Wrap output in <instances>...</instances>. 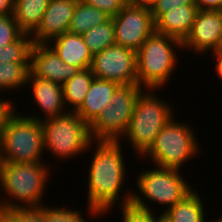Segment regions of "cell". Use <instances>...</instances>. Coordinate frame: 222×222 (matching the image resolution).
I'll list each match as a JSON object with an SVG mask.
<instances>
[{
  "instance_id": "cell-1",
  "label": "cell",
  "mask_w": 222,
  "mask_h": 222,
  "mask_svg": "<svg viewBox=\"0 0 222 222\" xmlns=\"http://www.w3.org/2000/svg\"><path fill=\"white\" fill-rule=\"evenodd\" d=\"M88 171V211L101 217L120 201L126 175L120 142L95 141Z\"/></svg>"
},
{
  "instance_id": "cell-2",
  "label": "cell",
  "mask_w": 222,
  "mask_h": 222,
  "mask_svg": "<svg viewBox=\"0 0 222 222\" xmlns=\"http://www.w3.org/2000/svg\"><path fill=\"white\" fill-rule=\"evenodd\" d=\"M42 161L13 163L4 162L0 190L8 199H0V209L42 206L43 194L51 171ZM1 192V191H0ZM1 195V193H0ZM13 200V201H12ZM14 201H18L15 203ZM42 202V203H41Z\"/></svg>"
},
{
  "instance_id": "cell-3",
  "label": "cell",
  "mask_w": 222,
  "mask_h": 222,
  "mask_svg": "<svg viewBox=\"0 0 222 222\" xmlns=\"http://www.w3.org/2000/svg\"><path fill=\"white\" fill-rule=\"evenodd\" d=\"M176 47L183 49L182 42L157 32L150 35L136 51L137 84L154 93L165 87L178 62Z\"/></svg>"
},
{
  "instance_id": "cell-4",
  "label": "cell",
  "mask_w": 222,
  "mask_h": 222,
  "mask_svg": "<svg viewBox=\"0 0 222 222\" xmlns=\"http://www.w3.org/2000/svg\"><path fill=\"white\" fill-rule=\"evenodd\" d=\"M13 111L0 131V147L4 162L42 161L44 138L41 121Z\"/></svg>"
},
{
  "instance_id": "cell-5",
  "label": "cell",
  "mask_w": 222,
  "mask_h": 222,
  "mask_svg": "<svg viewBox=\"0 0 222 222\" xmlns=\"http://www.w3.org/2000/svg\"><path fill=\"white\" fill-rule=\"evenodd\" d=\"M150 90L138 97L129 126L122 137L128 139L139 157L150 149L161 129L175 117L168 101L166 103Z\"/></svg>"
},
{
  "instance_id": "cell-6",
  "label": "cell",
  "mask_w": 222,
  "mask_h": 222,
  "mask_svg": "<svg viewBox=\"0 0 222 222\" xmlns=\"http://www.w3.org/2000/svg\"><path fill=\"white\" fill-rule=\"evenodd\" d=\"M41 124L44 150H49L57 159L74 158L93 146L90 126L76 112L67 111L41 120Z\"/></svg>"
},
{
  "instance_id": "cell-7",
  "label": "cell",
  "mask_w": 222,
  "mask_h": 222,
  "mask_svg": "<svg viewBox=\"0 0 222 222\" xmlns=\"http://www.w3.org/2000/svg\"><path fill=\"white\" fill-rule=\"evenodd\" d=\"M193 131L189 124L171 118L150 149L140 158L146 159L147 156L153 166L180 170L185 162L199 155L200 148Z\"/></svg>"
},
{
  "instance_id": "cell-8",
  "label": "cell",
  "mask_w": 222,
  "mask_h": 222,
  "mask_svg": "<svg viewBox=\"0 0 222 222\" xmlns=\"http://www.w3.org/2000/svg\"><path fill=\"white\" fill-rule=\"evenodd\" d=\"M145 88L138 84L119 85L109 105L104 107L90 125L93 141L121 142L129 126L138 97Z\"/></svg>"
},
{
  "instance_id": "cell-9",
  "label": "cell",
  "mask_w": 222,
  "mask_h": 222,
  "mask_svg": "<svg viewBox=\"0 0 222 222\" xmlns=\"http://www.w3.org/2000/svg\"><path fill=\"white\" fill-rule=\"evenodd\" d=\"M181 176L180 170L158 166L152 170L141 171L135 182L139 192L133 193L132 200L138 205L152 209L147 205L146 200H149L154 204L167 206L166 210H168L194 190Z\"/></svg>"
},
{
  "instance_id": "cell-10",
  "label": "cell",
  "mask_w": 222,
  "mask_h": 222,
  "mask_svg": "<svg viewBox=\"0 0 222 222\" xmlns=\"http://www.w3.org/2000/svg\"><path fill=\"white\" fill-rule=\"evenodd\" d=\"M91 71L95 78L119 85L137 84L136 51L112 45L93 55Z\"/></svg>"
},
{
  "instance_id": "cell-11",
  "label": "cell",
  "mask_w": 222,
  "mask_h": 222,
  "mask_svg": "<svg viewBox=\"0 0 222 222\" xmlns=\"http://www.w3.org/2000/svg\"><path fill=\"white\" fill-rule=\"evenodd\" d=\"M115 27L116 45L137 51L147 38L155 32V21L151 10L137 4L124 5L112 17Z\"/></svg>"
},
{
  "instance_id": "cell-12",
  "label": "cell",
  "mask_w": 222,
  "mask_h": 222,
  "mask_svg": "<svg viewBox=\"0 0 222 222\" xmlns=\"http://www.w3.org/2000/svg\"><path fill=\"white\" fill-rule=\"evenodd\" d=\"M222 38V12L220 10H199L192 29L182 43L183 49L195 53L215 52ZM185 48V49H184Z\"/></svg>"
},
{
  "instance_id": "cell-13",
  "label": "cell",
  "mask_w": 222,
  "mask_h": 222,
  "mask_svg": "<svg viewBox=\"0 0 222 222\" xmlns=\"http://www.w3.org/2000/svg\"><path fill=\"white\" fill-rule=\"evenodd\" d=\"M79 0H50L39 27L31 34L33 44H48L68 32Z\"/></svg>"
},
{
  "instance_id": "cell-14",
  "label": "cell",
  "mask_w": 222,
  "mask_h": 222,
  "mask_svg": "<svg viewBox=\"0 0 222 222\" xmlns=\"http://www.w3.org/2000/svg\"><path fill=\"white\" fill-rule=\"evenodd\" d=\"M78 71L79 68L63 62L49 44H33L30 72L35 77L63 85Z\"/></svg>"
},
{
  "instance_id": "cell-15",
  "label": "cell",
  "mask_w": 222,
  "mask_h": 222,
  "mask_svg": "<svg viewBox=\"0 0 222 222\" xmlns=\"http://www.w3.org/2000/svg\"><path fill=\"white\" fill-rule=\"evenodd\" d=\"M33 93V103L40 107L45 114V117L39 118L36 114L34 116L27 115L30 118L41 121L47 118L62 115L69 110L65 108L63 87L61 84L50 80L37 78L31 72L28 75L27 86L30 85ZM35 101V102H34ZM66 110V111H65Z\"/></svg>"
},
{
  "instance_id": "cell-16",
  "label": "cell",
  "mask_w": 222,
  "mask_h": 222,
  "mask_svg": "<svg viewBox=\"0 0 222 222\" xmlns=\"http://www.w3.org/2000/svg\"><path fill=\"white\" fill-rule=\"evenodd\" d=\"M198 11L196 4L182 5L163 13L155 21V32L184 42Z\"/></svg>"
},
{
  "instance_id": "cell-17",
  "label": "cell",
  "mask_w": 222,
  "mask_h": 222,
  "mask_svg": "<svg viewBox=\"0 0 222 222\" xmlns=\"http://www.w3.org/2000/svg\"><path fill=\"white\" fill-rule=\"evenodd\" d=\"M48 44L66 64L73 65L80 70L91 67L93 55L82 35L65 32Z\"/></svg>"
},
{
  "instance_id": "cell-18",
  "label": "cell",
  "mask_w": 222,
  "mask_h": 222,
  "mask_svg": "<svg viewBox=\"0 0 222 222\" xmlns=\"http://www.w3.org/2000/svg\"><path fill=\"white\" fill-rule=\"evenodd\" d=\"M118 86L119 84L114 81L94 78L84 102L76 113L90 126L102 109L109 105L110 98Z\"/></svg>"
},
{
  "instance_id": "cell-19",
  "label": "cell",
  "mask_w": 222,
  "mask_h": 222,
  "mask_svg": "<svg viewBox=\"0 0 222 222\" xmlns=\"http://www.w3.org/2000/svg\"><path fill=\"white\" fill-rule=\"evenodd\" d=\"M202 200L193 190L182 201L162 212L165 222H205L206 213Z\"/></svg>"
},
{
  "instance_id": "cell-20",
  "label": "cell",
  "mask_w": 222,
  "mask_h": 222,
  "mask_svg": "<svg viewBox=\"0 0 222 222\" xmlns=\"http://www.w3.org/2000/svg\"><path fill=\"white\" fill-rule=\"evenodd\" d=\"M50 0H15L14 19L23 33L32 34L41 22Z\"/></svg>"
},
{
  "instance_id": "cell-21",
  "label": "cell",
  "mask_w": 222,
  "mask_h": 222,
  "mask_svg": "<svg viewBox=\"0 0 222 222\" xmlns=\"http://www.w3.org/2000/svg\"><path fill=\"white\" fill-rule=\"evenodd\" d=\"M94 78L91 68H87L78 71L62 85L65 107H71L69 111L76 112L81 107Z\"/></svg>"
},
{
  "instance_id": "cell-22",
  "label": "cell",
  "mask_w": 222,
  "mask_h": 222,
  "mask_svg": "<svg viewBox=\"0 0 222 222\" xmlns=\"http://www.w3.org/2000/svg\"><path fill=\"white\" fill-rule=\"evenodd\" d=\"M110 18L102 10L89 6L79 0L75 7L68 32L82 35L91 28L105 23Z\"/></svg>"
},
{
  "instance_id": "cell-23",
  "label": "cell",
  "mask_w": 222,
  "mask_h": 222,
  "mask_svg": "<svg viewBox=\"0 0 222 222\" xmlns=\"http://www.w3.org/2000/svg\"><path fill=\"white\" fill-rule=\"evenodd\" d=\"M82 37L92 55L103 51L107 47L115 45V27L113 19L110 18L105 23L91 28L83 33Z\"/></svg>"
},
{
  "instance_id": "cell-24",
  "label": "cell",
  "mask_w": 222,
  "mask_h": 222,
  "mask_svg": "<svg viewBox=\"0 0 222 222\" xmlns=\"http://www.w3.org/2000/svg\"><path fill=\"white\" fill-rule=\"evenodd\" d=\"M30 63H0V92L27 85Z\"/></svg>"
},
{
  "instance_id": "cell-25",
  "label": "cell",
  "mask_w": 222,
  "mask_h": 222,
  "mask_svg": "<svg viewBox=\"0 0 222 222\" xmlns=\"http://www.w3.org/2000/svg\"><path fill=\"white\" fill-rule=\"evenodd\" d=\"M125 195L118 205L122 210L123 222H165L163 213L159 214L160 216H155L148 207L136 204L132 200V191Z\"/></svg>"
},
{
  "instance_id": "cell-26",
  "label": "cell",
  "mask_w": 222,
  "mask_h": 222,
  "mask_svg": "<svg viewBox=\"0 0 222 222\" xmlns=\"http://www.w3.org/2000/svg\"><path fill=\"white\" fill-rule=\"evenodd\" d=\"M32 47V37L23 33L16 41L0 48V63H30Z\"/></svg>"
},
{
  "instance_id": "cell-27",
  "label": "cell",
  "mask_w": 222,
  "mask_h": 222,
  "mask_svg": "<svg viewBox=\"0 0 222 222\" xmlns=\"http://www.w3.org/2000/svg\"><path fill=\"white\" fill-rule=\"evenodd\" d=\"M77 209L45 207L44 219L45 222H87Z\"/></svg>"
},
{
  "instance_id": "cell-28",
  "label": "cell",
  "mask_w": 222,
  "mask_h": 222,
  "mask_svg": "<svg viewBox=\"0 0 222 222\" xmlns=\"http://www.w3.org/2000/svg\"><path fill=\"white\" fill-rule=\"evenodd\" d=\"M22 34L13 15L0 16V48L16 41Z\"/></svg>"
},
{
  "instance_id": "cell-29",
  "label": "cell",
  "mask_w": 222,
  "mask_h": 222,
  "mask_svg": "<svg viewBox=\"0 0 222 222\" xmlns=\"http://www.w3.org/2000/svg\"><path fill=\"white\" fill-rule=\"evenodd\" d=\"M21 222H45L44 206L18 207L11 210Z\"/></svg>"
},
{
  "instance_id": "cell-30",
  "label": "cell",
  "mask_w": 222,
  "mask_h": 222,
  "mask_svg": "<svg viewBox=\"0 0 222 222\" xmlns=\"http://www.w3.org/2000/svg\"><path fill=\"white\" fill-rule=\"evenodd\" d=\"M81 2L98 8L111 18L116 16L123 8L124 4L120 0H80Z\"/></svg>"
},
{
  "instance_id": "cell-31",
  "label": "cell",
  "mask_w": 222,
  "mask_h": 222,
  "mask_svg": "<svg viewBox=\"0 0 222 222\" xmlns=\"http://www.w3.org/2000/svg\"><path fill=\"white\" fill-rule=\"evenodd\" d=\"M195 4V0H160L151 10L154 21L163 13L182 5Z\"/></svg>"
},
{
  "instance_id": "cell-32",
  "label": "cell",
  "mask_w": 222,
  "mask_h": 222,
  "mask_svg": "<svg viewBox=\"0 0 222 222\" xmlns=\"http://www.w3.org/2000/svg\"><path fill=\"white\" fill-rule=\"evenodd\" d=\"M13 104V101L3 100L0 97V131L2 126L5 124L6 119L16 109Z\"/></svg>"
},
{
  "instance_id": "cell-33",
  "label": "cell",
  "mask_w": 222,
  "mask_h": 222,
  "mask_svg": "<svg viewBox=\"0 0 222 222\" xmlns=\"http://www.w3.org/2000/svg\"><path fill=\"white\" fill-rule=\"evenodd\" d=\"M195 4L199 10H220L222 0H195Z\"/></svg>"
},
{
  "instance_id": "cell-34",
  "label": "cell",
  "mask_w": 222,
  "mask_h": 222,
  "mask_svg": "<svg viewBox=\"0 0 222 222\" xmlns=\"http://www.w3.org/2000/svg\"><path fill=\"white\" fill-rule=\"evenodd\" d=\"M15 0H0V16L14 14Z\"/></svg>"
},
{
  "instance_id": "cell-35",
  "label": "cell",
  "mask_w": 222,
  "mask_h": 222,
  "mask_svg": "<svg viewBox=\"0 0 222 222\" xmlns=\"http://www.w3.org/2000/svg\"><path fill=\"white\" fill-rule=\"evenodd\" d=\"M0 222H21L11 210L0 209Z\"/></svg>"
},
{
  "instance_id": "cell-36",
  "label": "cell",
  "mask_w": 222,
  "mask_h": 222,
  "mask_svg": "<svg viewBox=\"0 0 222 222\" xmlns=\"http://www.w3.org/2000/svg\"><path fill=\"white\" fill-rule=\"evenodd\" d=\"M160 0H136L135 4L147 8L149 10H152L154 6L159 2Z\"/></svg>"
},
{
  "instance_id": "cell-37",
  "label": "cell",
  "mask_w": 222,
  "mask_h": 222,
  "mask_svg": "<svg viewBox=\"0 0 222 222\" xmlns=\"http://www.w3.org/2000/svg\"><path fill=\"white\" fill-rule=\"evenodd\" d=\"M213 56L216 57V72L218 76L222 79V55H218L216 52H213Z\"/></svg>"
},
{
  "instance_id": "cell-38",
  "label": "cell",
  "mask_w": 222,
  "mask_h": 222,
  "mask_svg": "<svg viewBox=\"0 0 222 222\" xmlns=\"http://www.w3.org/2000/svg\"><path fill=\"white\" fill-rule=\"evenodd\" d=\"M3 164H4V158L2 157V151L0 147V184H1V178H2Z\"/></svg>"
},
{
  "instance_id": "cell-39",
  "label": "cell",
  "mask_w": 222,
  "mask_h": 222,
  "mask_svg": "<svg viewBox=\"0 0 222 222\" xmlns=\"http://www.w3.org/2000/svg\"><path fill=\"white\" fill-rule=\"evenodd\" d=\"M124 5H133L136 0H120Z\"/></svg>"
},
{
  "instance_id": "cell-40",
  "label": "cell",
  "mask_w": 222,
  "mask_h": 222,
  "mask_svg": "<svg viewBox=\"0 0 222 222\" xmlns=\"http://www.w3.org/2000/svg\"><path fill=\"white\" fill-rule=\"evenodd\" d=\"M218 55H222V38H221V41H220V44L218 46V48L216 49L215 51Z\"/></svg>"
},
{
  "instance_id": "cell-41",
  "label": "cell",
  "mask_w": 222,
  "mask_h": 222,
  "mask_svg": "<svg viewBox=\"0 0 222 222\" xmlns=\"http://www.w3.org/2000/svg\"><path fill=\"white\" fill-rule=\"evenodd\" d=\"M214 222H222V215L220 216V218H218V219L215 220Z\"/></svg>"
}]
</instances>
